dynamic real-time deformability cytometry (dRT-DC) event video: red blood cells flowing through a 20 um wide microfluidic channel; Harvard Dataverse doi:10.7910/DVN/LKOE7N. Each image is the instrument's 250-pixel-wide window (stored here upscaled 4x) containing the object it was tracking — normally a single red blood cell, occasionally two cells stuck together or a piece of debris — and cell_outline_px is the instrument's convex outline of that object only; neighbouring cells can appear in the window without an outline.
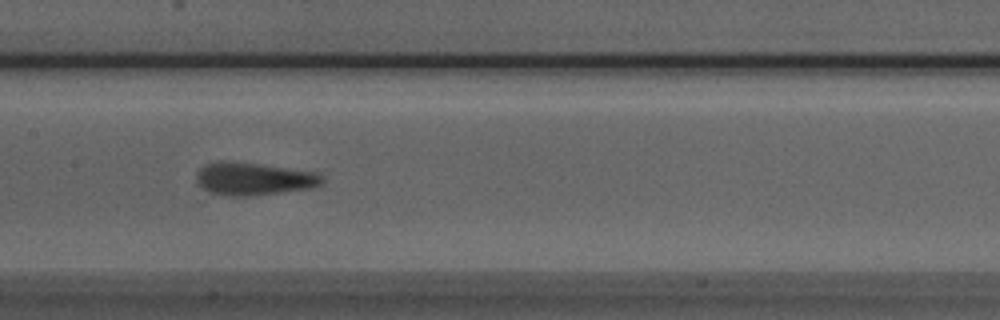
{"species": "Egyptian fruit bat (a non-hibernating species)", "species_latin": "Rousettus aegyptiacus", "temperature_condition": "room temperature", "stored_images_in_passage": 6, "camera_frame_rate_fps": 3000, "um_per_image_px": 0.085, "animal": {"sex": "male"}, "frame": {"image": 1, "passage_image": 5, "time_ms": 1.333, "image_size_px": [1000, 320], "cell_outline_px": [[324, 184], [316, 188], [248, 196], [220, 196], [208, 192], [196, 180], [196, 172], [204, 164], [220, 160], [224, 160], [260, 164], [316, 172], [324, 176]], "centroid_in_image_um": [21.58, 15.2], "position_along_channel_um": 185.8, "area_um2": 24.45}}
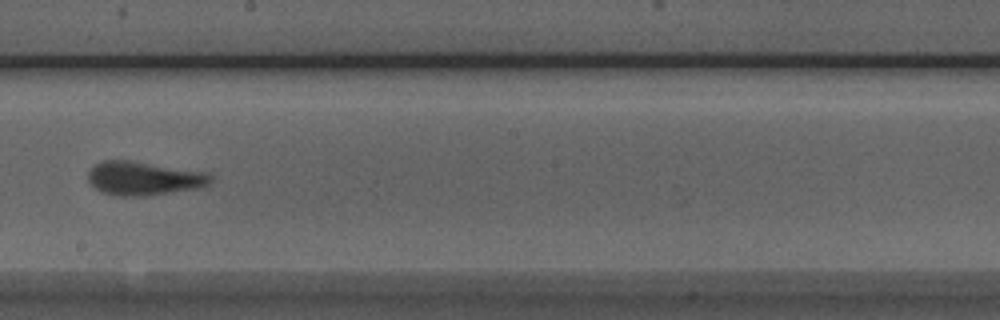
{"frame": {"image": 2, "passage_image": 6, "time_ms": 1.667, "image_size_px": [1000, 320], "cell_outline_px": [[212, 180], [208, 188], [144, 196], [116, 196], [100, 192], [88, 180], [88, 172], [96, 164], [104, 160], [128, 160], [208, 172], [212, 176]], "centroid_in_image_um": [12.3, 15.18], "position_along_channel_um": 235.9, "area_um2": 24.51}}